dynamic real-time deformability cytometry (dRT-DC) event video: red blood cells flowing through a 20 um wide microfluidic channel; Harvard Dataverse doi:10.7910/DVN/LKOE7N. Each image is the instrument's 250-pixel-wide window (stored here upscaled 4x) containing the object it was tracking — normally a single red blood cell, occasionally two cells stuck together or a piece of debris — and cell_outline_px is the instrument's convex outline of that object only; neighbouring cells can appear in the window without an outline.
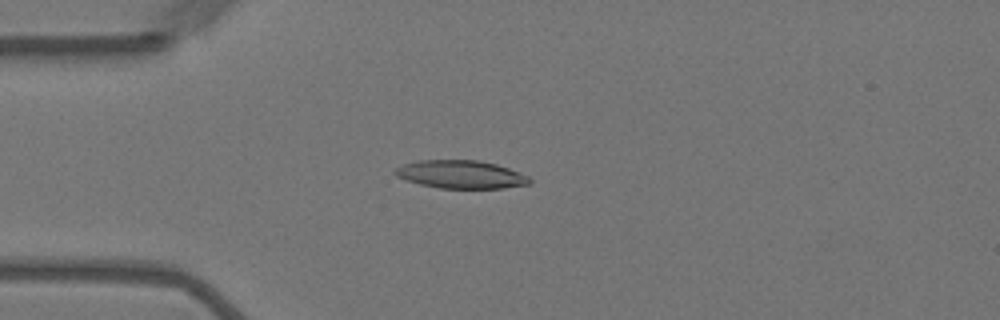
{"species": "Egyptian fruit bat (a non-hibernating species)", "species_latin": "Rousettus aegyptiacus", "temperature_condition": "warm", "stored_images_in_passage": 36, "camera_frame_rate_fps": 3000, "um_per_image_px": 0.085, "animal": {"sex": "female"}, "frame": {"image": 1, "passage_image": 7, "time_ms": 2.0, "image_size_px": [1000, 320], "cell_outline_px": [[532, 180], [528, 184], [504, 188], [440, 188], [420, 184], [396, 176], [392, 172], [396, 168], [404, 164], [420, 160], [476, 160], [496, 164], [508, 168], [528, 176]], "centroid_in_image_um": [39.17, 14.82], "position_along_channel_um": 45.8, "area_um2": 21.79}}
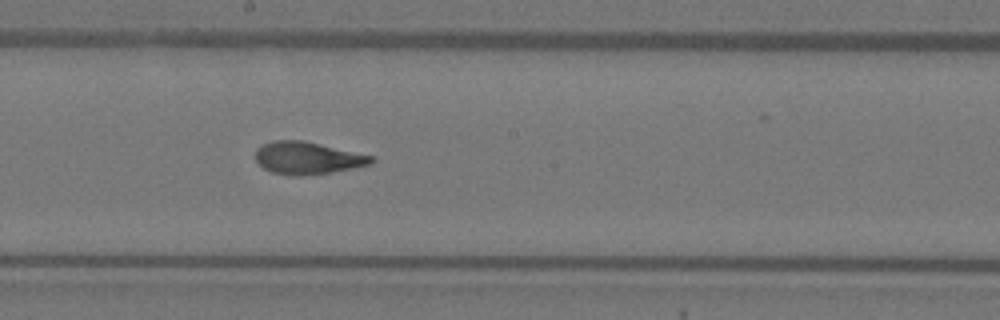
{"frame": {"image": 2, "passage_image": 23, "time_ms": 7.333, "image_size_px": [1000, 320], "cell_outline_px": [[376, 160], [372, 164], [332, 172], [296, 176], [272, 172], [264, 168], [256, 160], [256, 148], [260, 144], [272, 140], [304, 140], [372, 156]], "centroid_in_image_um": [26.12, 13.41], "position_along_channel_um": 222.1, "area_um2": 21.79}}
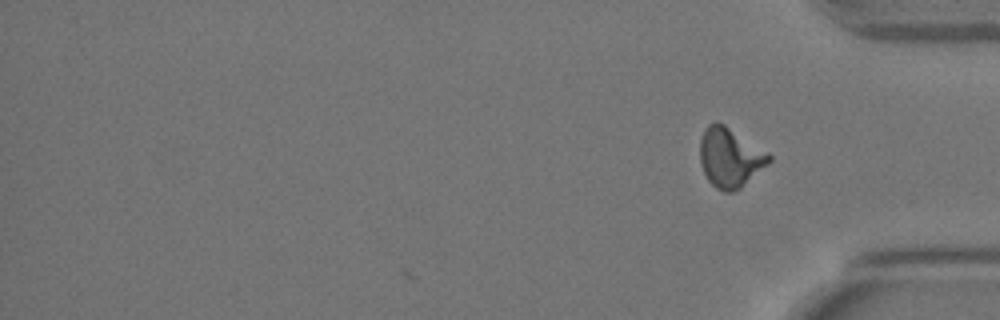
{"frame": {"image": 3, "passage_image": 36, "time_ms": 11.667, "image_size_px": [1000, 320], "cell_outline_px": [[772, 160], [768, 164], [740, 188], [732, 192], [724, 192], [716, 188], [708, 180], [700, 164], [700, 140], [704, 128], [708, 124], [716, 120], [724, 124], [768, 152], [772, 156]], "centroid_in_image_um": [62.04, 13.37], "position_along_channel_um": 373.2, "area_um2": 23.99}, "authors_computed_cell_mechanics": {"area_um2": 22.0796, "velocity_mm_per_s": 3.5815, "shape_relaxation_time_tau1_ms": 9.0753, "shape_relaxation_time_tau2_ms": 1.5965, "deformation_change_tau1": 0.277, "deformation_change_tau2": 0.0897}}